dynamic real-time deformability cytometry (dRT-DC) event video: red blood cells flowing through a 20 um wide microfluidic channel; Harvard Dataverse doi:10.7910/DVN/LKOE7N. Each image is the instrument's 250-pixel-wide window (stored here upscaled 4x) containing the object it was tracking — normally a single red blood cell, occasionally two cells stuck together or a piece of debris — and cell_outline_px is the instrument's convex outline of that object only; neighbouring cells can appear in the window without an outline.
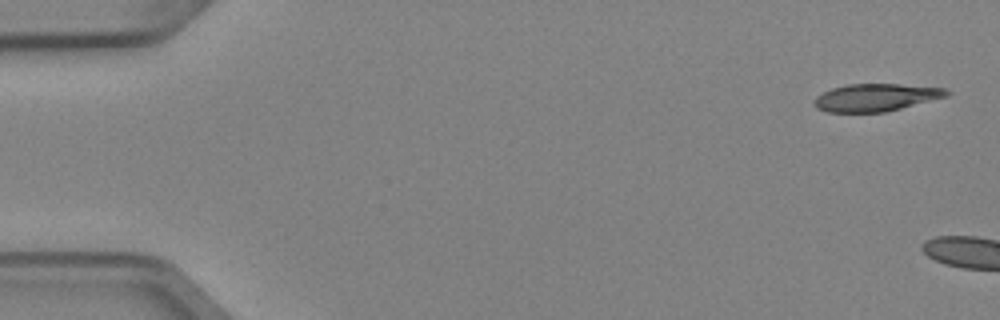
{"species": "Egyptian fruit bat (a non-hibernating species)", "species_latin": "Rousettus aegyptiacus", "temperature_condition": "cold", "stored_images_in_passage": 5, "camera_frame_rate_fps": 3000, "um_per_image_px": 0.085, "animal": {"sex": "female"}, "frame": {"image": 1, "passage_image": 1, "time_ms": 0.0, "image_size_px": [1000, 320], "cell_outline_px": [[952, 92], [948, 96], [884, 112], [828, 112], [816, 108], [812, 100], [816, 96], [832, 88], [848, 84], [900, 84], [944, 88]], "centroid_in_image_um": [74.43, 8.28], "position_along_channel_um": 10.6, "area_um2": 21.15}}